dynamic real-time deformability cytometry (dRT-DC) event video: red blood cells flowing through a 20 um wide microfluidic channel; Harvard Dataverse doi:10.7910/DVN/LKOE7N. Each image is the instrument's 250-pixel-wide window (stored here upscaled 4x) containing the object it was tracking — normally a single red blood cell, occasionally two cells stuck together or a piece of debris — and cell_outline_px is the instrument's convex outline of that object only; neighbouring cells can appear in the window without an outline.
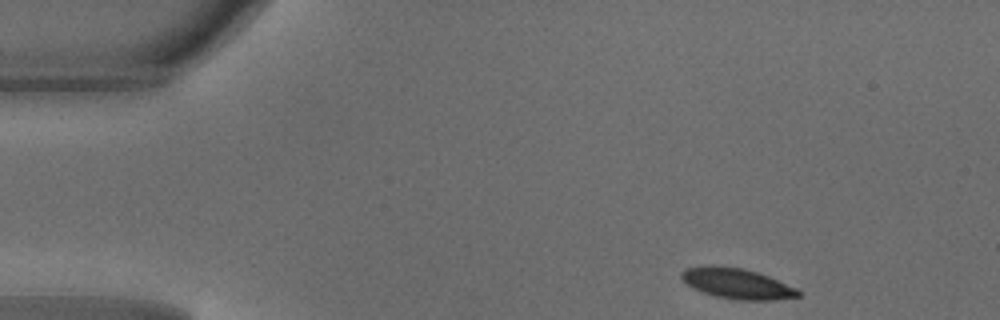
{"species": "common noctule bat (a hibernating species)", "species_latin": "Nyctalus noctula", "temperature_condition": "warm", "stored_images_in_passage": 43, "camera_frame_rate_fps": 3000, "um_per_image_px": 0.085, "animal": {"sex": "male", "body_mass_g": 18.8}, "frame": {"image": 1, "passage_image": 1, "time_ms": 0.0, "image_size_px": [1000, 320], "cell_outline_px": [[800, 296], [772, 300], [736, 300], [716, 296], [704, 292], [688, 284], [680, 276], [680, 272], [684, 268], [744, 268], [768, 276], [796, 288], [800, 292]], "centroid_in_image_um": [62.71, 24.14], "position_along_channel_um": 22.3, "area_um2": 19.77}}
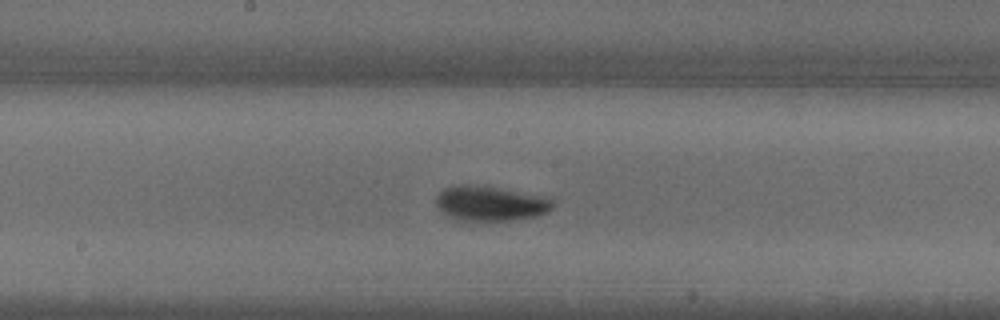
{"frame": {"image": 2, "passage_image": 20, "time_ms": 6.333, "image_size_px": [1000, 320], "cell_outline_px": [[556, 196], [552, 208], [548, 212], [536, 216], [512, 220], [456, 220], [440, 212], [436, 204], [436, 196], [444, 188], [460, 184], [464, 184]], "centroid_in_image_um": [41.74, 17.29], "position_along_channel_um": 206.5, "area_um2": 24.04}}
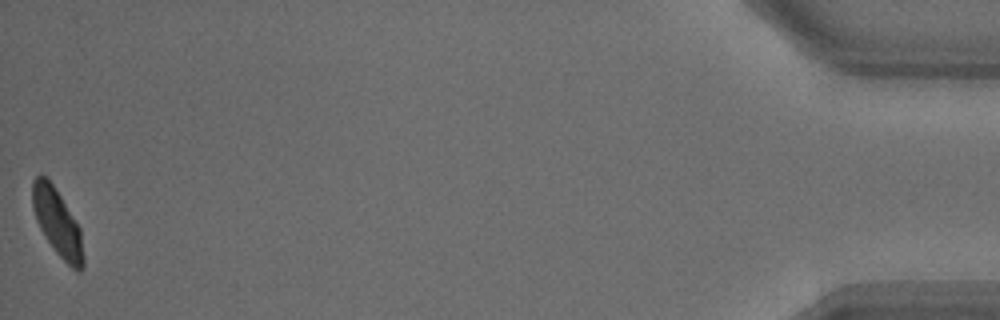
{"frame": {"image": 3, "passage_image": 43, "time_ms": 14.0, "image_size_px": [1000, 320], "cell_outline_px": [[84, 268], [80, 272], [76, 272], [56, 252], [40, 228], [36, 220], [32, 204], [32, 180], [36, 176], [44, 176], [52, 184], [60, 196], [80, 228], [84, 256]], "centroid_in_image_um": [4.89, 18.96], "position_along_channel_um": 430.3, "area_um2": 19.54}, "authors_computed_cell_mechanics": {"area_um2": 21.675, "velocity_mm_per_s": 4.1611, "shape_relaxation_time_tau1_ms": 2.5796, "shape_relaxation_time_tau2_ms": null, "deformation_change_tau1": 0.1221, "deformation_change_tau2": null}}